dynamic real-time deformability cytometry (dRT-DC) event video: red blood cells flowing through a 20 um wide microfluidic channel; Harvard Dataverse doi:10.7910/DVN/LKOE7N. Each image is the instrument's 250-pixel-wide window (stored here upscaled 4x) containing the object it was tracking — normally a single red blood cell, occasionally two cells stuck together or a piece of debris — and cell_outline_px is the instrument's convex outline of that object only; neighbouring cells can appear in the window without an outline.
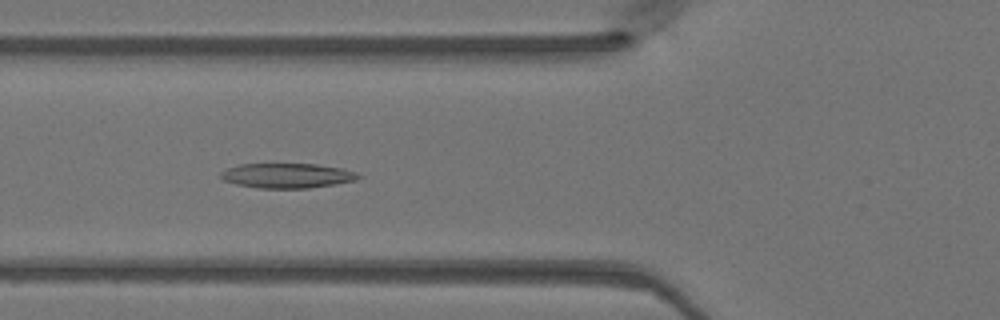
{"species": "Egyptian fruit bat (a non-hibernating species)", "species_latin": "Rousettus aegyptiacus", "temperature_condition": "warm", "stored_images_in_passage": 48, "camera_frame_rate_fps": 3000, "um_per_image_px": 0.085, "animal": {"sex": "female"}, "frame": {"image": 1, "passage_image": 18, "time_ms": 5.667, "image_size_px": [1000, 320], "cell_outline_px": [[360, 176], [356, 180], [308, 188], [256, 188], [236, 184], [224, 180], [220, 176], [220, 172], [228, 168], [240, 164], [316, 164], [344, 168], [356, 172]], "centroid_in_image_um": [24.39, 14.92], "position_along_channel_um": 101.4, "area_um2": 19.77}}
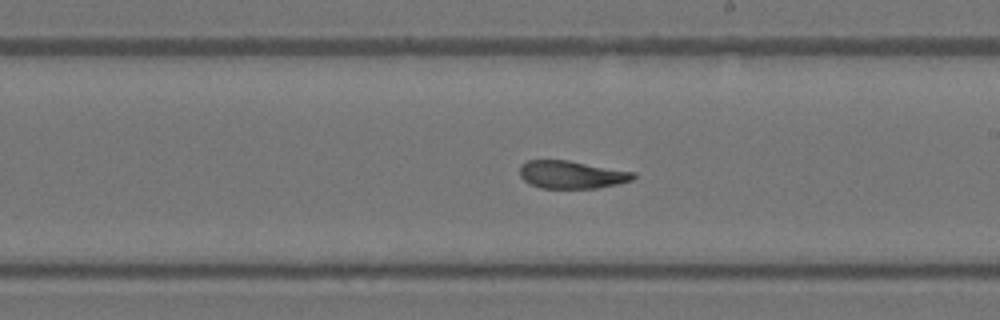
{"frame": {"image": 2, "passage_image": 28, "time_ms": 9.0, "image_size_px": [1000, 320], "cell_outline_px": [[636, 176], [632, 180], [616, 184], [596, 188], [540, 188], [524, 180], [520, 176], [520, 164], [528, 160], [568, 160], [636, 172]], "centroid_in_image_um": [48.59, 14.83], "position_along_channel_um": 240.4, "area_um2": 18.38}}
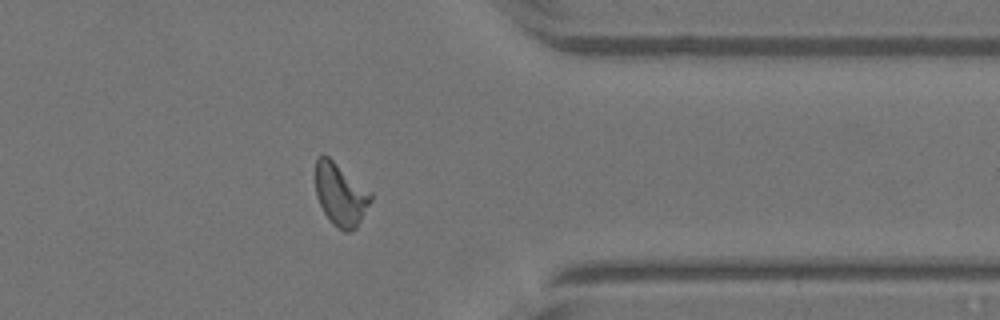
{"frame": {"image": 3, "passage_image": 39, "time_ms": 12.667, "image_size_px": [1000, 320], "cell_outline_px": [[372, 200], [356, 228], [348, 232], [344, 232], [332, 224], [324, 212], [316, 196], [316, 160], [320, 156], [328, 156], [372, 192]], "centroid_in_image_um": [28.96, 16.55], "position_along_channel_um": 382.4, "area_um2": 20.0}}